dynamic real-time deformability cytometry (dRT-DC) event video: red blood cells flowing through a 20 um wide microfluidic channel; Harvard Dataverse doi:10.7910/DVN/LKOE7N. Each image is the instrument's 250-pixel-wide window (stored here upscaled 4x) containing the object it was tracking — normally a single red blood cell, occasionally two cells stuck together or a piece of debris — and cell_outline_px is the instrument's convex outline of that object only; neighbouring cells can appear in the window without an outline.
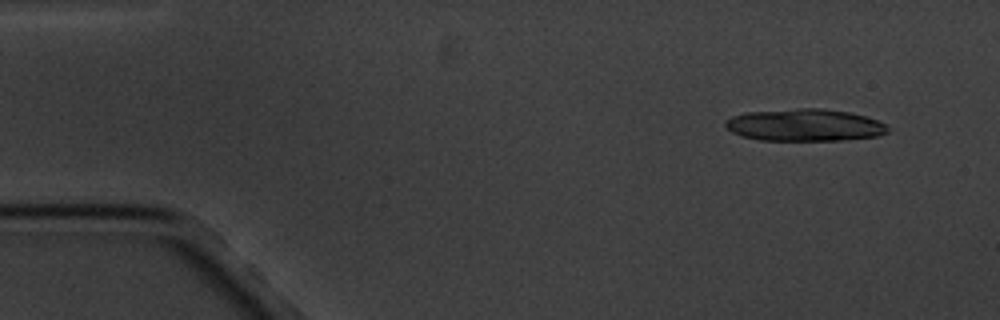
{"species": "common noctule bat (a hibernating species)", "species_latin": "Nyctalus noctula", "temperature_condition": "cold", "stored_images_in_passage": 16, "camera_frame_rate_fps": 3000, "um_per_image_px": 0.085, "animal": {"sex": "male", "body_mass_g": 20.1, "forearm_length_mm": 53.5}, "frame": {"image": 1, "passage_image": 1, "time_ms": 0.0, "image_size_px": [1000, 320], "cell_outline_px": [[888, 132], [876, 136], [840, 140], [760, 140], [744, 136], [732, 132], [724, 124], [724, 120], [732, 116], [744, 112], [796, 108], [820, 108], [848, 112], [864, 116], [876, 120], [884, 124], [888, 128]], "centroid_in_image_um": [68.35, 10.62], "position_along_channel_um": 16.7, "area_um2": 30.29}}
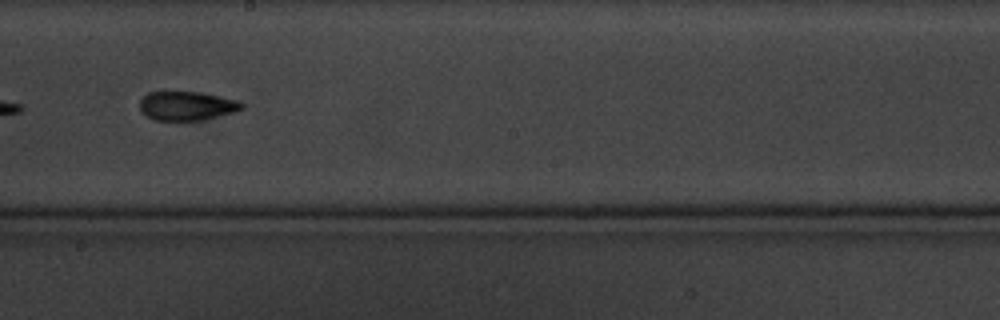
{"frame": {"image": 2, "passage_image": 9, "time_ms": 9.333, "image_size_px": [1000, 320], "cell_outline_px": [[244, 108], [236, 112], [200, 120], [152, 120], [144, 116], [140, 112], [140, 100], [148, 92], [164, 88], [168, 88], [200, 92], [240, 100], [244, 104]], "centroid_in_image_um": [15.82, 8.94], "position_along_channel_um": 232.4, "area_um2": 18.26}}
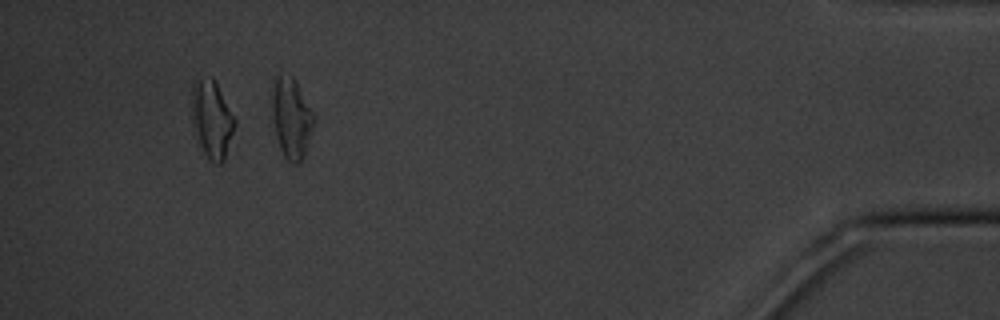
{"frame": {"image": 3, "passage_image": 15, "time_ms": 16.333, "image_size_px": [1000, 320], "cell_outline_px": [[236, 124], [224, 160], [220, 164], [216, 164], [208, 160], [204, 152], [200, 140], [196, 124], [192, 100], [192, 84], [200, 80], [212, 76], [216, 80], [236, 120]], "centroid_in_image_um": [18.08, 10.11], "position_along_channel_um": 417.1, "area_um2": 18.67}, "authors_computed_cell_mechanics": {"area_um2": 18.0047, "velocity_mm_per_s": 3.3902, "shape_relaxation_time_tau1_ms": 4.1748, "shape_relaxation_time_tau2_ms": 6.5135, "deformation_change_tau1": 0.1162, "deformation_change_tau2": 0.1625}}